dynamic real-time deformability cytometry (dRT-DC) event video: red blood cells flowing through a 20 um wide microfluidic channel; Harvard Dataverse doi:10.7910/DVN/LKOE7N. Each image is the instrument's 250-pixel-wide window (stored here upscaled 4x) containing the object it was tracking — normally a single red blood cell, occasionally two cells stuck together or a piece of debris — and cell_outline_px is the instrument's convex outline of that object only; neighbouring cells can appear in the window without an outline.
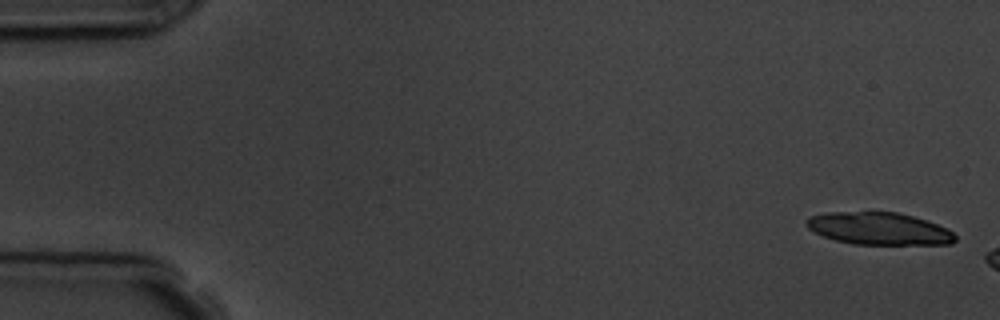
{"species": "common noctule bat (a hibernating species)", "species_latin": "Nyctalus noctula", "temperature_condition": "room temperature", "stored_images_in_passage": 3, "camera_frame_rate_fps": 3000, "um_per_image_px": 0.085, "animal": {"sex": "male", "body_mass_g": 19.5, "forearm_length_mm": 54.6}, "frame": {"image": 1, "passage_image": 1, "time_ms": 0.0, "image_size_px": [1000, 320], "cell_outline_px": [[956, 240], [952, 244], [856, 244], [836, 240], [824, 236], [808, 228], [804, 224], [808, 216], [824, 212], [896, 212], [912, 216], [948, 228], [956, 236]], "centroid_in_image_um": [74.69, 19.42], "position_along_channel_um": 10.3, "area_um2": 27.92}}